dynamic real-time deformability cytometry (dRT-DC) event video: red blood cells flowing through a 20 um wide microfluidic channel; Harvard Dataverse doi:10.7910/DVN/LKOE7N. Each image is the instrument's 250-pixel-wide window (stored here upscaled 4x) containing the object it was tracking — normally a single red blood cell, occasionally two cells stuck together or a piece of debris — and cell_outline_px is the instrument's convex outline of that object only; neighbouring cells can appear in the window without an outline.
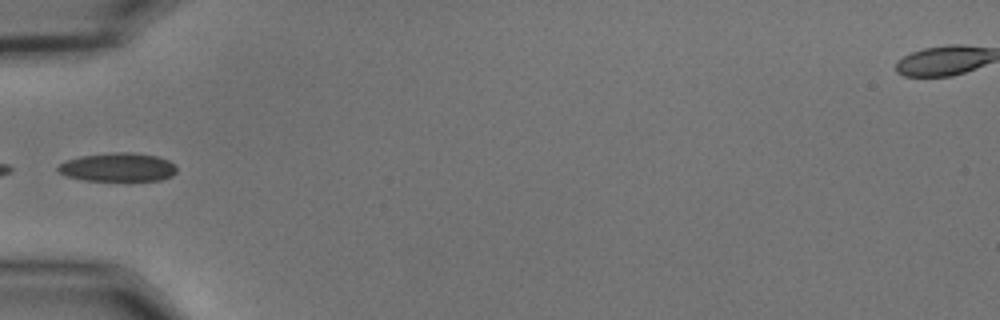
{"species": "common noctule bat (a hibernating species)", "species_latin": "Nyctalus noctula", "temperature_condition": "cold", "stored_images_in_passage": 7, "camera_frame_rate_fps": 3000, "um_per_image_px": 0.085, "animal": {"sex": "male", "body_mass_g": 15.6}, "frame": {"image": 1, "passage_image": 1, "time_ms": 0.0, "image_size_px": [1000, 320], "cell_outline_px": [[176, 172], [172, 176], [160, 180], [84, 180], [64, 176], [56, 172], [56, 168], [60, 164], [68, 160], [80, 156], [112, 152], [132, 152], [156, 156], [168, 160], [176, 168]], "centroid_in_image_um": [9.97, 14.21], "position_along_channel_um": 75.0, "area_um2": 19.77}}